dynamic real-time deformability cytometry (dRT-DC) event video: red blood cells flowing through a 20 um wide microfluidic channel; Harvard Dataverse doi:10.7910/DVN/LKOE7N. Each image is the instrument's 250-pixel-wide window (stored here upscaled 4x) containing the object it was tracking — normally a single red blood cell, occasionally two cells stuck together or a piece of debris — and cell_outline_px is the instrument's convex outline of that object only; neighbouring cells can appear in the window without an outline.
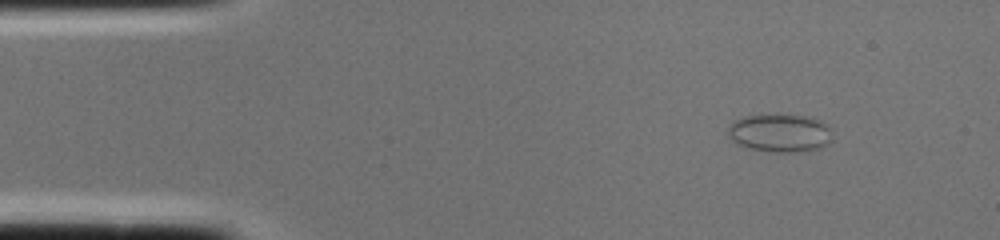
{"species": "common noctule bat (a hibernating species)", "species_latin": "Nyctalus noctula", "temperature_condition": "cold", "stored_images_in_passage": 1, "camera_frame_rate_fps": 3000, "um_per_image_px": 0.085, "animal": {"sex": "female", "body_mass_g": 22.0, "forearm_length_mm": 56.7}, "frame": {"image": 1, "passage_image": 1, "time_ms": 0.0, "image_size_px": [1000, 240], "cell_outline_px": [[832, 140], [828, 144], [820, 148], [792, 152], [772, 152], [752, 148], [740, 144], [732, 140], [728, 136], [728, 128], [732, 120], [744, 116], [776, 112], [812, 116], [828, 124], [832, 128]], "centroid_in_image_um": [66.34, 11.24], "position_along_channel_um": 18.7, "area_um2": 24.04}}